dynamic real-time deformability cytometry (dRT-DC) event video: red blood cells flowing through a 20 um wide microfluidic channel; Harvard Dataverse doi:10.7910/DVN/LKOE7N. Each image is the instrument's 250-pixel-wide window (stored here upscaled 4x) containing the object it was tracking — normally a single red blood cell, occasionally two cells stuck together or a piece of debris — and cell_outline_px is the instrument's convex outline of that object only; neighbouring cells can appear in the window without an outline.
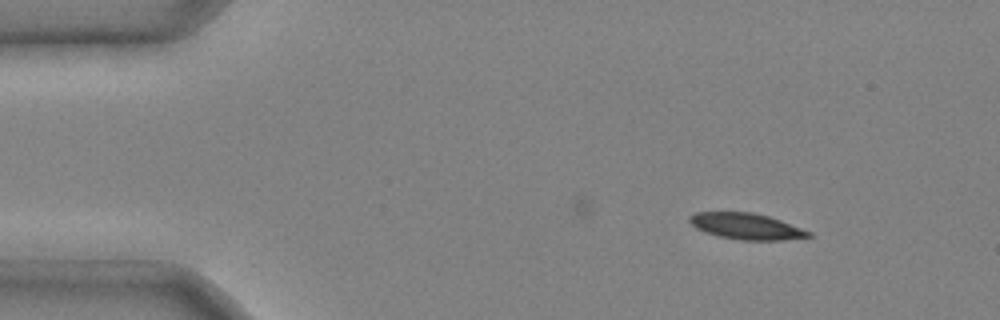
{"species": "common noctule bat (a hibernating species)", "species_latin": "Nyctalus noctula", "temperature_condition": "cold", "stored_images_in_passage": 3, "camera_frame_rate_fps": 3000, "um_per_image_px": 0.085, "animal": {"sex": "male", "body_mass_g": 20.4}, "frame": {"image": 1, "passage_image": 1, "time_ms": 0.0, "image_size_px": [1000, 320], "cell_outline_px": [[812, 236], [784, 240], [740, 240], [716, 236], [704, 232], [696, 228], [688, 220], [688, 216], [696, 212], [752, 212], [768, 216], [780, 220], [812, 232]], "centroid_in_image_um": [63.41, 19.24], "position_along_channel_um": 21.6, "area_um2": 18.21}}